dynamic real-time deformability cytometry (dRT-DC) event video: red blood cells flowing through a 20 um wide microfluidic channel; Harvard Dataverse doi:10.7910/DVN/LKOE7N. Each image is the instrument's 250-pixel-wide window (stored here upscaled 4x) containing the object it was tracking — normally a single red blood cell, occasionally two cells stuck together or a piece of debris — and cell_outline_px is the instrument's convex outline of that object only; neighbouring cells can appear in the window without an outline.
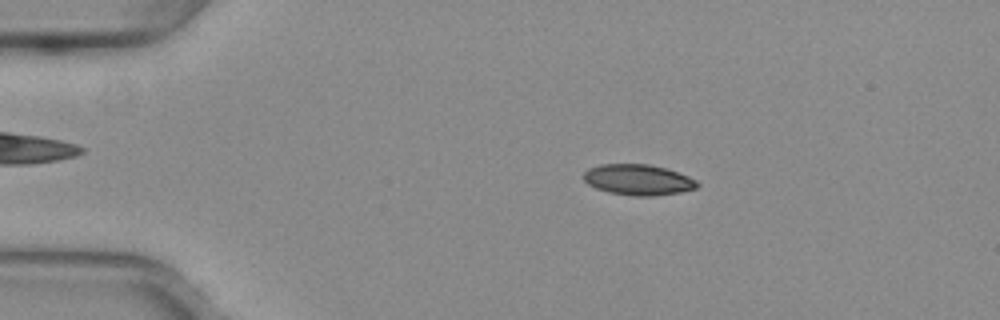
{"species": "common noctule bat (a hibernating species)", "species_latin": "Nyctalus noctula", "temperature_condition": "warm", "stored_images_in_passage": 47, "camera_frame_rate_fps": 3000, "um_per_image_px": 0.085, "animal": {"sex": "female", "body_mass_g": 29.2, "forearm_length_mm": 56.3}, "frame": {"image": 1, "passage_image": 5, "time_ms": 1.333, "image_size_px": [1000, 320], "cell_outline_px": [[700, 184], [696, 188], [680, 192], [652, 196], [632, 196], [608, 192], [596, 188], [588, 184], [584, 180], [584, 172], [588, 168], [600, 164], [648, 164], [664, 168], [688, 176], [696, 180]], "centroid_in_image_um": [54.22, 15.28], "position_along_channel_um": 30.8, "area_um2": 20.29}}
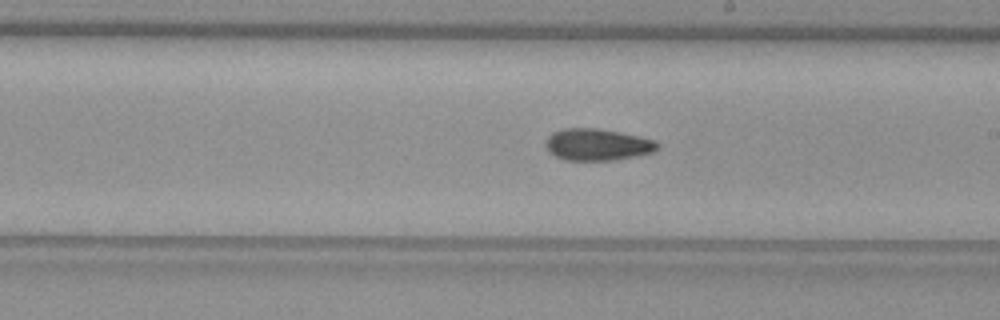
{"frame": {"image": 2, "passage_image": 25, "time_ms": 8.0, "image_size_px": [1000, 320], "cell_outline_px": [[660, 148], [656, 152], [636, 156], [612, 160], [564, 160], [548, 152], [544, 144], [544, 140], [552, 132], [564, 128], [596, 128], [620, 132], [656, 140], [660, 144]], "centroid_in_image_um": [50.78, 12.29], "position_along_channel_um": 238.2, "area_um2": 21.04}}
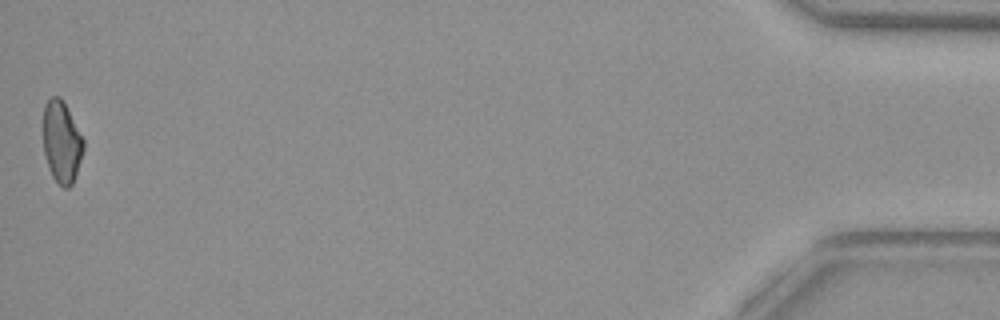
{"frame": {"image": 3, "passage_image": 47, "time_ms": 15.333, "image_size_px": [1000, 320], "cell_outline_px": [[84, 148], [72, 184], [68, 188], [64, 188], [52, 176], [48, 168], [44, 152], [44, 104], [52, 96], [60, 96], [84, 140]], "centroid_in_image_um": [5.23, 12.07], "position_along_channel_um": 430.0, "area_um2": 18.79}, "authors_computed_cell_mechanics": {"area_um2": 20.1722, "velocity_mm_per_s": 3.973, "shape_relaxation_time_tau1_ms": null, "shape_relaxation_time_tau2_ms": 4.2261, "deformation_change_tau1": null, "deformation_change_tau2": 0.0892}}